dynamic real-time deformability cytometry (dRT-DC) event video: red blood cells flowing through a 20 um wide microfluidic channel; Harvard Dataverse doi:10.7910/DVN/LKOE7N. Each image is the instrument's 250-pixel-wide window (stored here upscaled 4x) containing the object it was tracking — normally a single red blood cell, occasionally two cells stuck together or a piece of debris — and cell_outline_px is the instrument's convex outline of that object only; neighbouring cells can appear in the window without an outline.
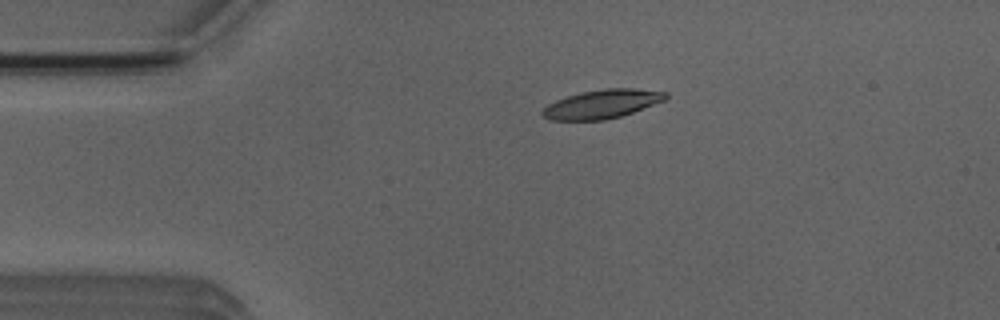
{"species": "Egyptian fruit bat (a non-hibernating species)", "species_latin": "Rousettus aegyptiacus", "temperature_condition": "room temperature", "stored_images_in_passage": 4, "camera_frame_rate_fps": 3000, "um_per_image_px": 0.085, "animal": {"sex": "male"}, "frame": {"image": 1, "passage_image": 3, "time_ms": 3.333, "image_size_px": [1000, 320], "cell_outline_px": [[668, 96], [664, 100], [632, 112], [620, 116], [604, 120], [548, 120], [540, 112], [548, 104], [556, 100], [580, 92], [604, 88], [636, 88], [668, 92]], "centroid_in_image_um": [51.16, 8.83], "position_along_channel_um": 33.8, "area_um2": 20.58}}